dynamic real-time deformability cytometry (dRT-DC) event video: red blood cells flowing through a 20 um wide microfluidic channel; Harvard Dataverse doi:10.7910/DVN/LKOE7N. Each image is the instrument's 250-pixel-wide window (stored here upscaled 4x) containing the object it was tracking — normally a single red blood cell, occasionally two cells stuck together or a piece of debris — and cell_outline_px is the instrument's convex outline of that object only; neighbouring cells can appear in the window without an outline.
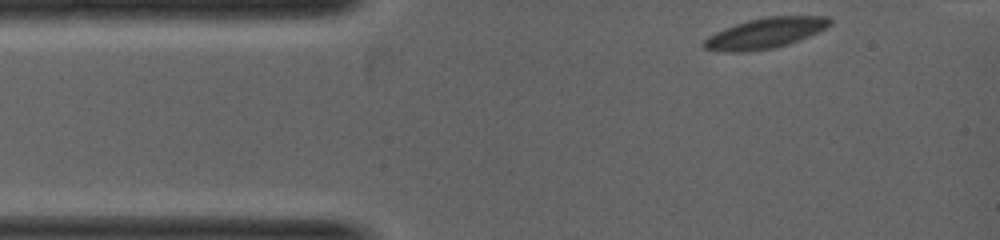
{"species": "common noctule bat (a hibernating species)", "species_latin": "Nyctalus noctula", "temperature_condition": "warm", "stored_images_in_passage": 2, "camera_frame_rate_fps": 5000, "um_per_image_px": 0.085, "animal": {"sex": "female", "body_mass_g": 19.0, "forearm_length_mm": 53.3}, "frame": {"image": 1, "passage_image": 1, "time_ms": 0.0, "image_size_px": [1000, 240], "cell_outline_px": [[832, 24], [828, 28], [800, 40], [788, 44], [772, 48], [748, 52], [724, 52], [704, 48], [700, 44], [708, 36], [724, 28], [748, 20], [768, 16], [828, 16], [832, 20]], "centroid_in_image_um": [65.07, 2.82], "position_along_channel_um": 19.9, "area_um2": 22.6}}